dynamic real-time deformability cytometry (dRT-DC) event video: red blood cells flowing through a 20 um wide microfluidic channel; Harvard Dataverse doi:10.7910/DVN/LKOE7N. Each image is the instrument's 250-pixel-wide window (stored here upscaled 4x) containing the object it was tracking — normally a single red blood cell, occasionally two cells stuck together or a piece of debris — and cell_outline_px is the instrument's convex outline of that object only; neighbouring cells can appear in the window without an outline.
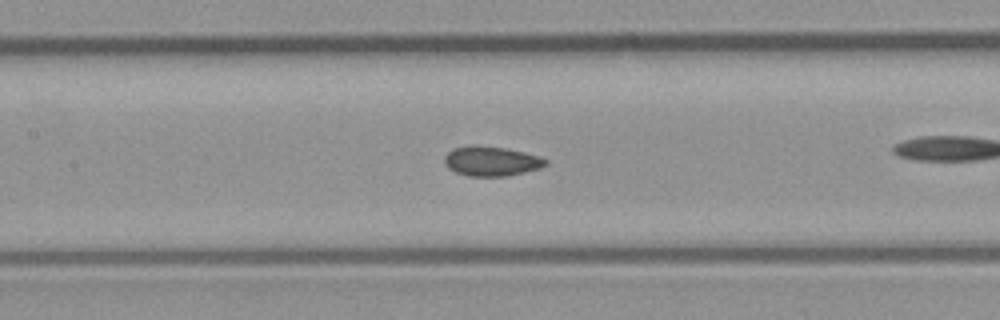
{"species": "common noctule bat (a hibernating species)", "species_latin": "Nyctalus noctula", "temperature_condition": "room temperature", "stored_images_in_passage": 38, "camera_frame_rate_fps": 3000, "um_per_image_px": 0.085, "animal": {"sex": "male", "body_mass_g": 23.1, "forearm_length_mm": 52.7}, "frame": {"image": 1, "passage_image": 17, "time_ms": 5.333, "image_size_px": [1000, 320], "cell_outline_px": [[548, 164], [540, 168], [508, 176], [468, 176], [456, 172], [448, 168], [444, 164], [444, 156], [452, 148], [472, 144], [504, 148], [524, 152], [540, 156], [548, 160]], "centroid_in_image_um": [41.75, 13.69], "position_along_channel_um": 165.7, "area_um2": 17.69}, "authors_computed_cell_mechanics": {"area_um2": 17.629, "velocity_mm_per_s": 4.0962, "shape_relaxation_time_tau1_ms": 8.558, "shape_relaxation_time_tau2_ms": null, "deformation_change_tau1": 0.1071, "deformation_change_tau2": null}}